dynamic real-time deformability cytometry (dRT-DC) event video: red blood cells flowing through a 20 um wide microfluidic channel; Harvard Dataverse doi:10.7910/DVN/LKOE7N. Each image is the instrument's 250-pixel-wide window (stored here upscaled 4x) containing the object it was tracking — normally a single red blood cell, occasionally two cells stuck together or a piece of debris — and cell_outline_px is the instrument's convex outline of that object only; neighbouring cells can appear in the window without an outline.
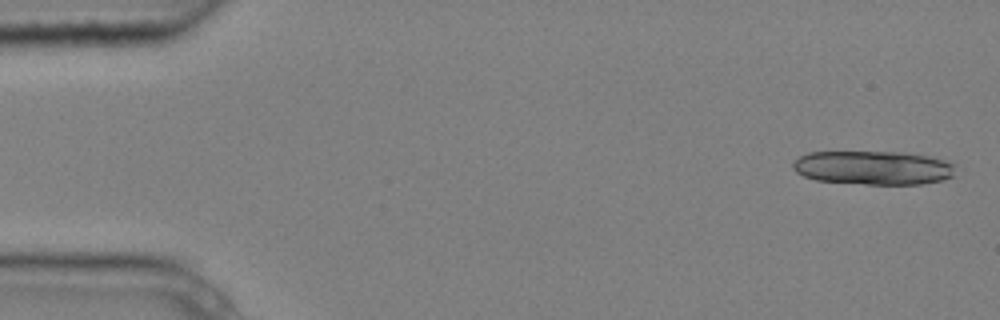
{"species": "common noctule bat (a hibernating species)", "species_latin": "Nyctalus noctula", "temperature_condition": "cold", "stored_images_in_passage": 6, "camera_frame_rate_fps": 3000, "um_per_image_px": 0.085, "animal": {"sex": "male", "body_mass_g": 20.4}, "frame": {"image": 1, "passage_image": 1, "time_ms": 0.0, "image_size_px": [1000, 320], "cell_outline_px": [[956, 164], [952, 176], [944, 180], [920, 184], [864, 184], [816, 180], [804, 176], [796, 172], [792, 168], [792, 164], [800, 156], [808, 152], [904, 152], [932, 156]], "centroid_in_image_um": [74.25, 14.25], "position_along_channel_um": 10.8, "area_um2": 32.25}}
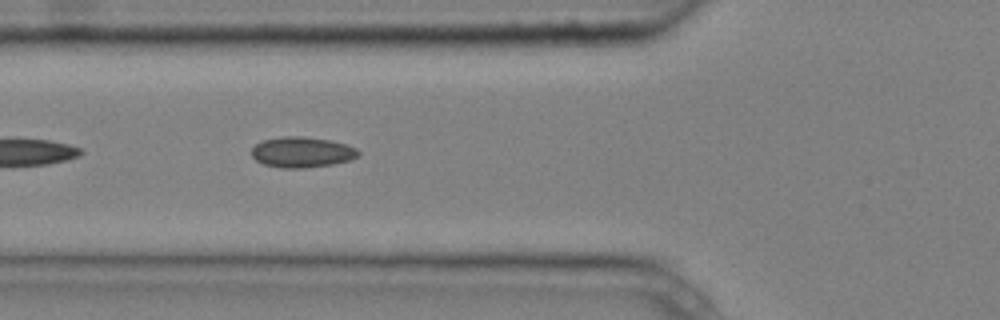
{"frame": {"image": 2, "passage_image": 6, "time_ms": 1.667, "image_size_px": [1000, 320], "cell_outline_px": [[360, 152], [356, 156], [348, 160], [332, 164], [304, 168], [280, 168], [264, 164], [256, 160], [252, 156], [252, 148], [256, 144], [264, 140], [280, 136], [300, 136], [328, 140], [344, 144], [356, 148]], "centroid_in_image_um": [25.62, 12.93], "position_along_channel_um": 100.2, "area_um2": 18.79}}